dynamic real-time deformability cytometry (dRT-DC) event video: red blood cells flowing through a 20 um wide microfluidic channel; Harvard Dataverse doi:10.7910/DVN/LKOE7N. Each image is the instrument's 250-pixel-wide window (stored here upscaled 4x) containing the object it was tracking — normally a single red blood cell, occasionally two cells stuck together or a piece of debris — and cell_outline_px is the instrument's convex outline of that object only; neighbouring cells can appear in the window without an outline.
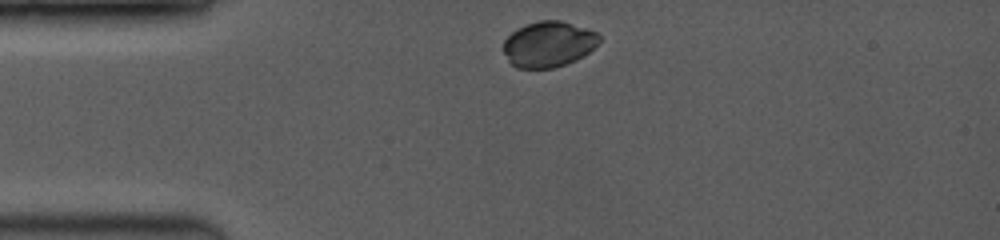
{"species": "common noctule bat (a hibernating species)", "species_latin": "Nyctalus noctula", "temperature_condition": "room temperature", "stored_images_in_passage": 21, "camera_frame_rate_fps": 3500, "um_per_image_px": 0.085, "animal": {"sex": "female", "body_mass_g": 19.0, "forearm_length_mm": 53.3}, "frame": {"image": 1, "passage_image": 1, "time_ms": 0.0, "image_size_px": [1000, 240], "cell_outline_px": [[600, 40], [588, 52], [576, 60], [552, 68], [516, 68], [508, 60], [504, 52], [504, 40], [516, 28], [540, 20], [560, 20], [596, 32], [600, 36]], "centroid_in_image_um": [46.6, 3.75], "position_along_channel_um": 38.4, "area_um2": 25.2}}
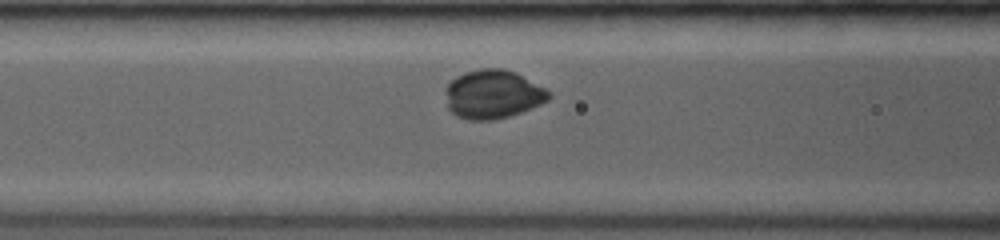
{"frame": {"image": 2, "passage_image": 10, "time_ms": 2.857, "image_size_px": [1000, 240], "cell_outline_px": [[552, 96], [548, 100], [540, 104], [520, 112], [508, 116], [492, 120], [468, 120], [456, 116], [448, 108], [444, 88], [456, 76], [464, 72], [480, 68], [504, 68], [516, 72], [552, 92]], "centroid_in_image_um": [41.88, 8.0], "position_along_channel_um": 124.7, "area_um2": 29.54}}
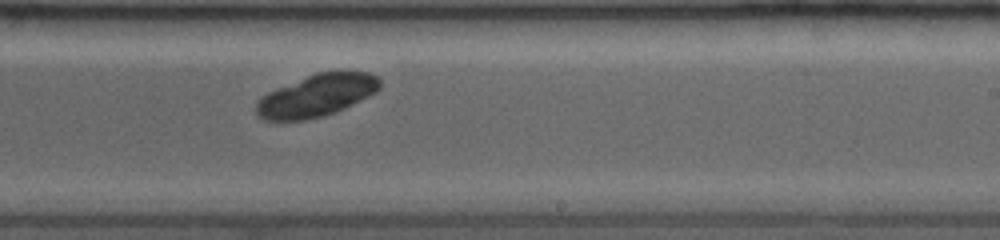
{"frame": {"image": 3, "passage_image": 21, "time_ms": 6.286, "image_size_px": [1000, 240], "cell_outline_px": [[380, 88], [376, 92], [336, 112], [324, 116], [304, 120], [264, 120], [256, 116], [256, 100], [260, 96], [276, 88], [316, 72], [368, 72], [380, 76]], "centroid_in_image_um": [26.89, 8.12], "position_along_channel_um": 262.1, "area_um2": 30.46}}